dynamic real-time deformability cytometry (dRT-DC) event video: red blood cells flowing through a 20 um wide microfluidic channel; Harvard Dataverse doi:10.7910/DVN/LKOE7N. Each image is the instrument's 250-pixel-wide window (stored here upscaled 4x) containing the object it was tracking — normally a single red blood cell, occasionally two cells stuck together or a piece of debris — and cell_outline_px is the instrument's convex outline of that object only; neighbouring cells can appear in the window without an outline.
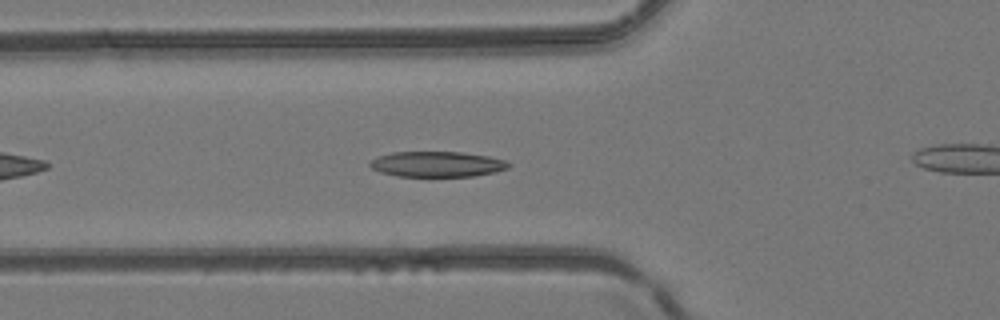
{"species": "common noctule bat (a hibernating species)", "species_latin": "Nyctalus noctula", "temperature_condition": "room temperature", "stored_images_in_passage": 29, "camera_frame_rate_fps": 3000, "um_per_image_px": 0.085, "animal": {"sex": "female", "body_mass_g": 24.6, "forearm_length_mm": 56.2}, "frame": {"image": 1, "passage_image": 6, "time_ms": 1.667, "image_size_px": [1000, 320], "cell_outline_px": [[512, 164], [508, 168], [496, 172], [472, 176], [396, 176], [380, 172], [372, 168], [368, 164], [376, 156], [392, 152], [460, 152], [488, 156], [508, 160]], "centroid_in_image_um": [37.17, 13.95], "position_along_channel_um": 88.6, "area_um2": 20.69}}
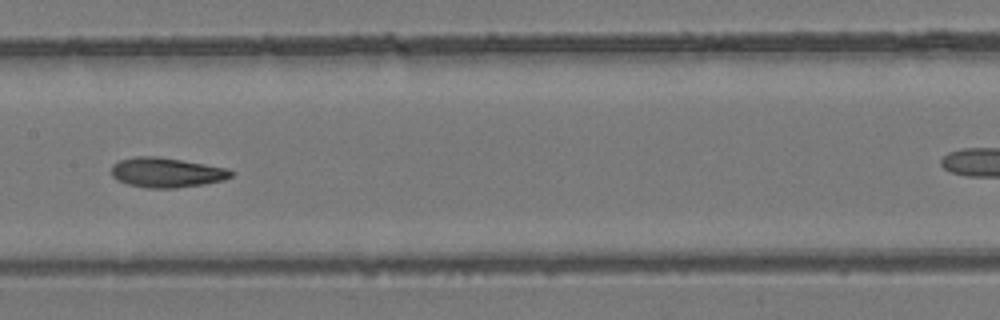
{"frame": {"image": 2, "passage_image": 13, "time_ms": 4.0, "image_size_px": [1000, 320], "cell_outline_px": [[232, 176], [224, 180], [204, 184], [176, 188], [148, 188], [128, 184], [116, 180], [112, 176], [112, 164], [120, 160], [136, 156], [156, 156], [228, 168], [232, 172]], "centroid_in_image_um": [14.13, 14.67], "position_along_channel_um": 193.3, "area_um2": 20.69}}
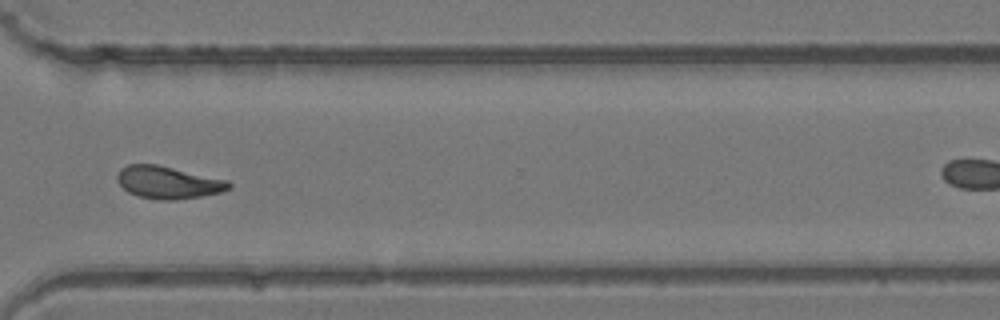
{"frame": {"image": 3, "passage_image": 24, "time_ms": 7.667, "image_size_px": [1000, 320], "cell_outline_px": [[232, 188], [220, 192], [200, 196], [176, 200], [160, 200], [136, 196], [128, 192], [116, 180], [116, 176], [120, 168], [128, 164], [156, 164], [228, 180], [232, 184]], "centroid_in_image_um": [14.27, 15.51], "position_along_channel_um": 356.3, "area_um2": 21.15}}